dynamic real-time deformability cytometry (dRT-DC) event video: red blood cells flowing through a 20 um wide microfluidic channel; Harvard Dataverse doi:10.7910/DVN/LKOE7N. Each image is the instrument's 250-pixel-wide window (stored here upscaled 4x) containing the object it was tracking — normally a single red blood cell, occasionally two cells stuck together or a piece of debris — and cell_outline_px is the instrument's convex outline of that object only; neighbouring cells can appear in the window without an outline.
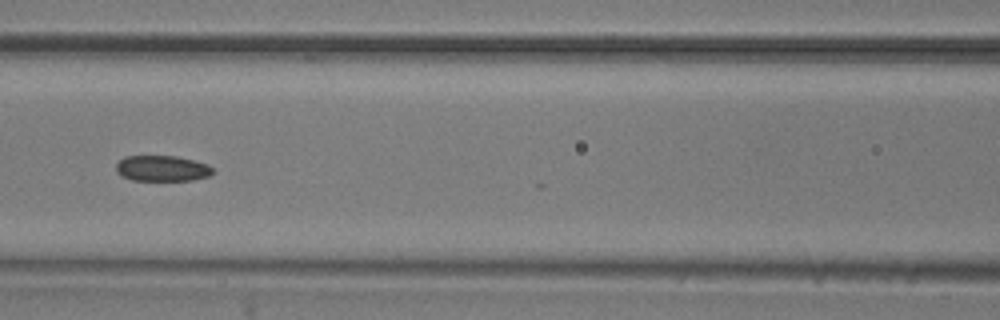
{"species": "common noctule bat (a hibernating species)", "species_latin": "Nyctalus noctula", "temperature_condition": "room temperature", "stored_images_in_passage": 23, "camera_frame_rate_fps": 3000, "um_per_image_px": 0.085, "animal": {"sex": "male", "body_mass_g": 20.5, "forearm_length_mm": 52.5}, "frame": {"image": 1, "passage_image": 22, "time_ms": 7.0, "image_size_px": [1000, 320], "cell_outline_px": [[212, 172], [208, 176], [192, 180], [132, 180], [120, 176], [116, 172], [116, 164], [124, 156], [176, 156], [208, 164], [212, 168]], "centroid_in_image_um": [13.73, 14.31], "position_along_channel_um": 152.9, "area_um2": 14.45}}